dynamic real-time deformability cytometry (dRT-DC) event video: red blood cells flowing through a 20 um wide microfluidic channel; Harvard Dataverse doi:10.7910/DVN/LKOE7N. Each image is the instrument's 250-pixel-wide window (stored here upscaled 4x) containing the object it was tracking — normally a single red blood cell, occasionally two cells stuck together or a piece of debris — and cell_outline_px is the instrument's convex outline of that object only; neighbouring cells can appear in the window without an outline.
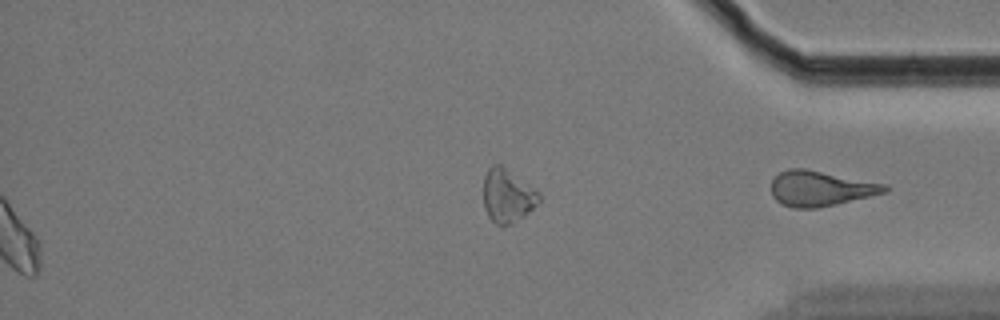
{"species": "Egyptian fruit bat (a non-hibernating species)", "species_latin": "Rousettus aegyptiacus", "temperature_condition": "cold", "stored_images_in_passage": 44, "segment_of_instrument_passage": [2, 2], "camera_frame_rate_fps": 3000, "um_per_image_px": 0.085, "animal": {"sex": "female"}, "frame": {"image": 1, "passage_image": 44, "time_ms": 14.333, "image_size_px": [1000, 320], "cell_outline_px": [[888, 192], [836, 204], [816, 208], [792, 208], [776, 200], [772, 196], [772, 180], [780, 172], [788, 168], [804, 168], [888, 184]], "centroid_in_image_um": [69.76, 16.01], "position_along_channel_um": 365.4, "area_um2": 23.29}}